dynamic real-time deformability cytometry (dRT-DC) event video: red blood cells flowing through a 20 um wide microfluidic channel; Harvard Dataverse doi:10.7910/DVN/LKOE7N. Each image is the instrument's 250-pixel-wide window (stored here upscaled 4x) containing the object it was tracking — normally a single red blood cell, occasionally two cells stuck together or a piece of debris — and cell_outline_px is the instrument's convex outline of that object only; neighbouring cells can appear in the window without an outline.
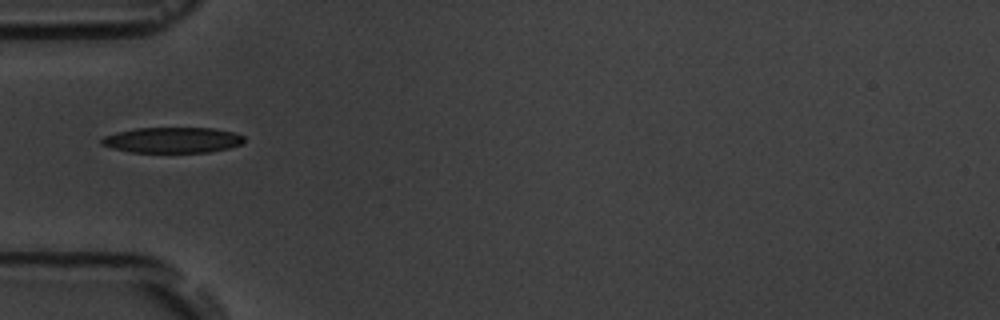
{"species": "common noctule bat (a hibernating species)", "species_latin": "Nyctalus noctula", "temperature_condition": "room temperature", "stored_images_in_passage": 2, "camera_frame_rate_fps": 3000, "um_per_image_px": 0.085, "animal": {"sex": "male", "body_mass_g": 19.5, "forearm_length_mm": 54.6}, "frame": {"image": 1, "passage_image": 1, "time_ms": 0.0, "image_size_px": [1000, 320], "cell_outline_px": [[244, 144], [228, 148], [208, 152], [128, 152], [112, 148], [100, 144], [100, 140], [104, 136], [116, 132], [136, 128], [212, 128], [232, 132], [244, 136]], "centroid_in_image_um": [14.64, 11.9], "position_along_channel_um": 70.4, "area_um2": 21.33}}
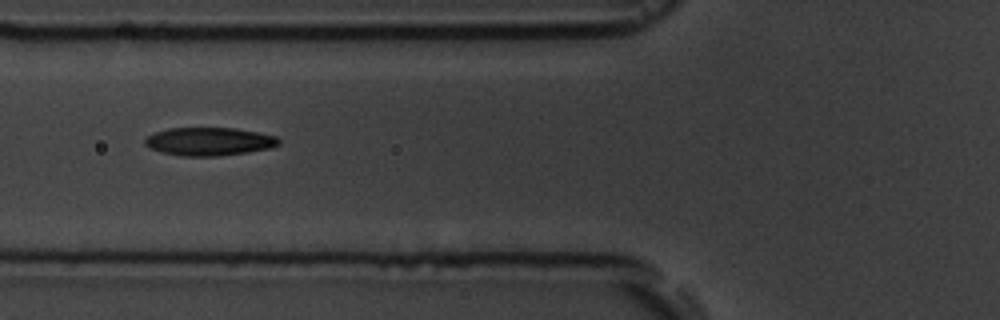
{"frame": {"image": 2, "passage_image": 2, "time_ms": 1.0, "image_size_px": [1000, 320], "cell_outline_px": [[280, 144], [272, 148], [248, 152], [216, 156], [180, 156], [160, 152], [144, 144], [144, 140], [148, 136], [156, 132], [168, 128], [236, 128], [276, 136], [280, 140]], "centroid_in_image_um": [17.79, 12.03], "position_along_channel_um": 108.0, "area_um2": 21.96}}